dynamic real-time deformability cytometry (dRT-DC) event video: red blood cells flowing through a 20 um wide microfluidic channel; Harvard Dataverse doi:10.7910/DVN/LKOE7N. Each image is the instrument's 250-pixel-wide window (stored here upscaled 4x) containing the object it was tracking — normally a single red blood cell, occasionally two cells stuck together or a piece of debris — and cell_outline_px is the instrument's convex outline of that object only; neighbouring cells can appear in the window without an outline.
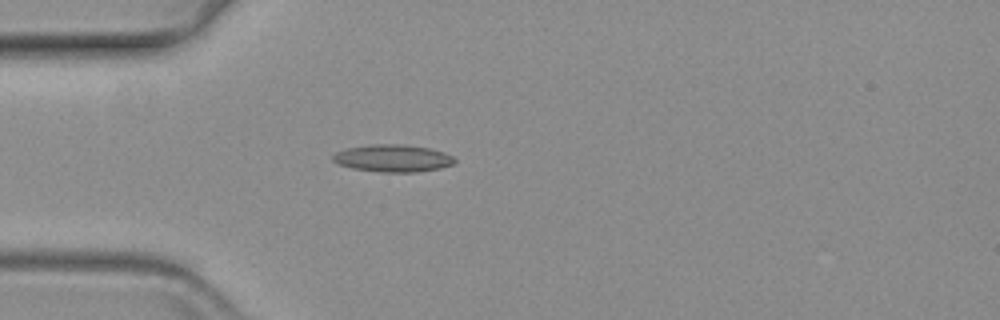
{"species": "common noctule bat (a hibernating species)", "species_latin": "Nyctalus noctula", "temperature_condition": "warm", "stored_images_in_passage": 44, "camera_frame_rate_fps": 3000, "um_per_image_px": 0.085, "animal": {"sex": "female", "body_mass_g": 19.3, "forearm_length_mm": 54.1}, "frame": {"image": 1, "passage_image": 1, "time_ms": 0.0, "image_size_px": [1000, 320], "cell_outline_px": [[456, 164], [440, 168], [416, 172], [380, 172], [352, 168], [336, 164], [332, 160], [332, 156], [336, 152], [348, 148], [372, 144], [400, 144], [428, 148], [444, 152], [452, 156], [456, 160]], "centroid_in_image_um": [33.39, 13.46], "position_along_channel_um": 51.6, "area_um2": 19.42}}
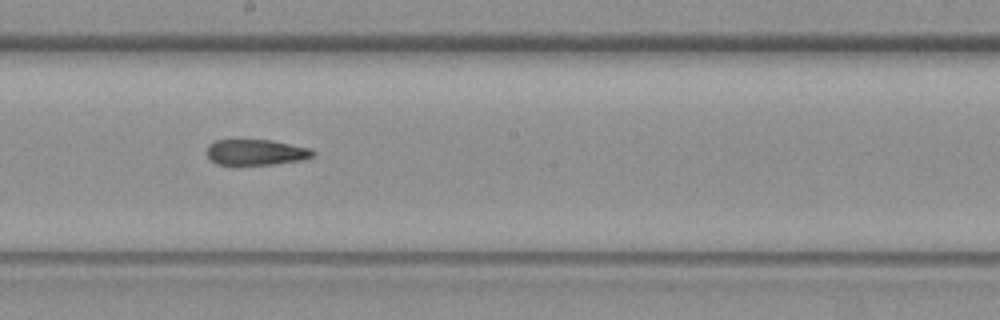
{"frame": {"image": 2, "passage_image": 17, "time_ms": 5.333, "image_size_px": [1000, 320], "cell_outline_px": [[316, 152], [312, 156], [304, 160], [276, 164], [216, 164], [208, 156], [208, 144], [216, 140], [272, 140], [312, 148]], "centroid_in_image_um": [21.82, 12.93], "position_along_channel_um": 226.4, "area_um2": 15.9}}
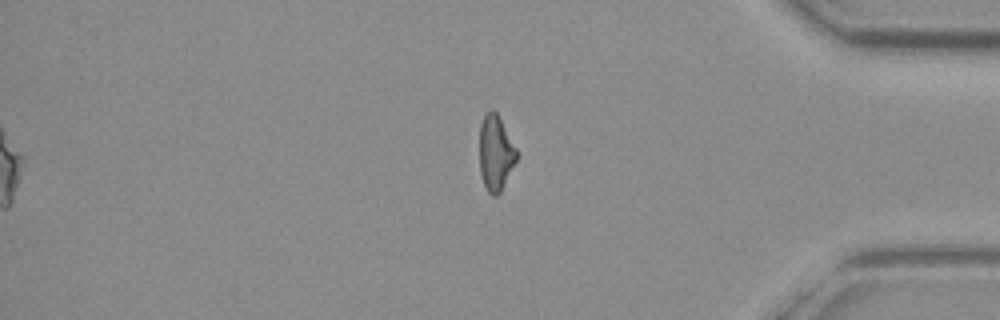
{"frame": {"image": 3, "passage_image": 34, "time_ms": 11.0, "image_size_px": [1000, 320], "cell_outline_px": [[516, 160], [500, 192], [496, 196], [492, 196], [488, 192], [484, 184], [480, 172], [480, 124], [484, 116], [492, 108], [496, 112], [516, 148]], "centroid_in_image_um": [42.11, 13.01], "position_along_channel_um": 393.1, "area_um2": 15.9}}